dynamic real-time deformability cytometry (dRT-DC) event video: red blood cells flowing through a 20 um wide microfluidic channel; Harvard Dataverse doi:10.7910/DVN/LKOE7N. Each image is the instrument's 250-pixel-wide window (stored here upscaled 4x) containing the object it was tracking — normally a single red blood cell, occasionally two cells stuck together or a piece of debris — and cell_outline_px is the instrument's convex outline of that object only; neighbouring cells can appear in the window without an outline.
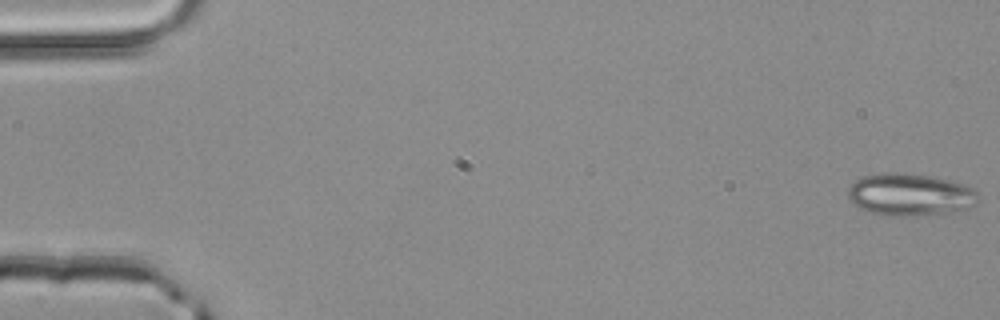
{"species": "common noctule bat (a hibernating species)", "species_latin": "Nyctalus noctula", "temperature_condition": "room temperature", "stored_images_in_passage": 5, "camera_frame_rate_fps": 3000, "um_per_image_px": 0.085, "animal": {"sex": "male", "body_mass_g": 20.4}, "frame": {"image": 1, "passage_image": 1, "time_ms": 0.0, "image_size_px": [1000, 320], "cell_outline_px": [[980, 200], [976, 204], [968, 208], [944, 212], [904, 216], [900, 216], [872, 212], [860, 208], [848, 200], [848, 188], [856, 180], [864, 176], [884, 172], [904, 172], [928, 176], [976, 188], [980, 196]], "centroid_in_image_um": [77.35, 16.52], "position_along_channel_um": 7.6, "area_um2": 31.67}}